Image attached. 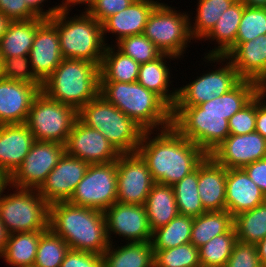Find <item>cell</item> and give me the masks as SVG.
<instances>
[{"instance_id":"1","label":"cell","mask_w":266,"mask_h":267,"mask_svg":"<svg viewBox=\"0 0 266 267\" xmlns=\"http://www.w3.org/2000/svg\"><path fill=\"white\" fill-rule=\"evenodd\" d=\"M263 88L241 80L229 92L197 106H173L172 126L207 155L230 134L228 120L247 105Z\"/></svg>"},{"instance_id":"2","label":"cell","mask_w":266,"mask_h":267,"mask_svg":"<svg viewBox=\"0 0 266 267\" xmlns=\"http://www.w3.org/2000/svg\"><path fill=\"white\" fill-rule=\"evenodd\" d=\"M137 153L145 161L153 181L170 186L194 171L207 156L173 126L144 131Z\"/></svg>"},{"instance_id":"3","label":"cell","mask_w":266,"mask_h":267,"mask_svg":"<svg viewBox=\"0 0 266 267\" xmlns=\"http://www.w3.org/2000/svg\"><path fill=\"white\" fill-rule=\"evenodd\" d=\"M48 228L71 250L102 255L109 247L104 212L69 202L49 205Z\"/></svg>"},{"instance_id":"4","label":"cell","mask_w":266,"mask_h":267,"mask_svg":"<svg viewBox=\"0 0 266 267\" xmlns=\"http://www.w3.org/2000/svg\"><path fill=\"white\" fill-rule=\"evenodd\" d=\"M99 95L144 131H159L172 126V108L138 82L99 81Z\"/></svg>"},{"instance_id":"5","label":"cell","mask_w":266,"mask_h":267,"mask_svg":"<svg viewBox=\"0 0 266 267\" xmlns=\"http://www.w3.org/2000/svg\"><path fill=\"white\" fill-rule=\"evenodd\" d=\"M100 66L87 60L63 59L42 83L47 96L79 111L99 95Z\"/></svg>"},{"instance_id":"6","label":"cell","mask_w":266,"mask_h":267,"mask_svg":"<svg viewBox=\"0 0 266 267\" xmlns=\"http://www.w3.org/2000/svg\"><path fill=\"white\" fill-rule=\"evenodd\" d=\"M48 20L59 33L63 59L87 60L101 66L106 43L100 22L89 13L70 16V12L60 11Z\"/></svg>"},{"instance_id":"7","label":"cell","mask_w":266,"mask_h":267,"mask_svg":"<svg viewBox=\"0 0 266 267\" xmlns=\"http://www.w3.org/2000/svg\"><path fill=\"white\" fill-rule=\"evenodd\" d=\"M78 118L100 131L120 154L137 152L144 130L100 95L78 111Z\"/></svg>"},{"instance_id":"8","label":"cell","mask_w":266,"mask_h":267,"mask_svg":"<svg viewBox=\"0 0 266 267\" xmlns=\"http://www.w3.org/2000/svg\"><path fill=\"white\" fill-rule=\"evenodd\" d=\"M6 190L0 198V219L9 234L48 229L49 204L36 189L9 185Z\"/></svg>"},{"instance_id":"9","label":"cell","mask_w":266,"mask_h":267,"mask_svg":"<svg viewBox=\"0 0 266 267\" xmlns=\"http://www.w3.org/2000/svg\"><path fill=\"white\" fill-rule=\"evenodd\" d=\"M171 6L168 3L157 4L147 19L143 34L162 54L182 60L187 47L193 43L191 40L194 41L190 32V15Z\"/></svg>"},{"instance_id":"10","label":"cell","mask_w":266,"mask_h":267,"mask_svg":"<svg viewBox=\"0 0 266 267\" xmlns=\"http://www.w3.org/2000/svg\"><path fill=\"white\" fill-rule=\"evenodd\" d=\"M201 60L206 66H213L214 70L208 67L209 70L205 71L203 68V73L196 76L197 78L178 87L174 106H197L208 102L229 92L242 80L226 56L204 55Z\"/></svg>"},{"instance_id":"11","label":"cell","mask_w":266,"mask_h":267,"mask_svg":"<svg viewBox=\"0 0 266 267\" xmlns=\"http://www.w3.org/2000/svg\"><path fill=\"white\" fill-rule=\"evenodd\" d=\"M77 118L78 111L74 107L51 99L40 91L32 102L26 125L36 141L65 145Z\"/></svg>"},{"instance_id":"12","label":"cell","mask_w":266,"mask_h":267,"mask_svg":"<svg viewBox=\"0 0 266 267\" xmlns=\"http://www.w3.org/2000/svg\"><path fill=\"white\" fill-rule=\"evenodd\" d=\"M116 201L117 161H114L106 164H89L68 202L104 212Z\"/></svg>"},{"instance_id":"13","label":"cell","mask_w":266,"mask_h":267,"mask_svg":"<svg viewBox=\"0 0 266 267\" xmlns=\"http://www.w3.org/2000/svg\"><path fill=\"white\" fill-rule=\"evenodd\" d=\"M64 152V144L36 141L22 164L9 177L10 186L38 190Z\"/></svg>"},{"instance_id":"14","label":"cell","mask_w":266,"mask_h":267,"mask_svg":"<svg viewBox=\"0 0 266 267\" xmlns=\"http://www.w3.org/2000/svg\"><path fill=\"white\" fill-rule=\"evenodd\" d=\"M104 215L110 244H114L113 236L122 237L125 241L120 238L121 242L126 243L151 241L152 230L144 205L123 204L116 201L104 211Z\"/></svg>"},{"instance_id":"15","label":"cell","mask_w":266,"mask_h":267,"mask_svg":"<svg viewBox=\"0 0 266 267\" xmlns=\"http://www.w3.org/2000/svg\"><path fill=\"white\" fill-rule=\"evenodd\" d=\"M155 182L145 161L136 153L121 154L117 160V201L144 205Z\"/></svg>"},{"instance_id":"16","label":"cell","mask_w":266,"mask_h":267,"mask_svg":"<svg viewBox=\"0 0 266 267\" xmlns=\"http://www.w3.org/2000/svg\"><path fill=\"white\" fill-rule=\"evenodd\" d=\"M65 152L88 164H106L117 161L121 155L98 130L75 121L65 144Z\"/></svg>"},{"instance_id":"17","label":"cell","mask_w":266,"mask_h":267,"mask_svg":"<svg viewBox=\"0 0 266 267\" xmlns=\"http://www.w3.org/2000/svg\"><path fill=\"white\" fill-rule=\"evenodd\" d=\"M88 167L87 162L64 152L37 191L49 205L68 202Z\"/></svg>"},{"instance_id":"18","label":"cell","mask_w":266,"mask_h":267,"mask_svg":"<svg viewBox=\"0 0 266 267\" xmlns=\"http://www.w3.org/2000/svg\"><path fill=\"white\" fill-rule=\"evenodd\" d=\"M210 156L227 169H238L266 158V138L254 131L248 134H229Z\"/></svg>"},{"instance_id":"19","label":"cell","mask_w":266,"mask_h":267,"mask_svg":"<svg viewBox=\"0 0 266 267\" xmlns=\"http://www.w3.org/2000/svg\"><path fill=\"white\" fill-rule=\"evenodd\" d=\"M35 77L43 83L62 62V52L57 28L46 19L36 30L29 53Z\"/></svg>"},{"instance_id":"20","label":"cell","mask_w":266,"mask_h":267,"mask_svg":"<svg viewBox=\"0 0 266 267\" xmlns=\"http://www.w3.org/2000/svg\"><path fill=\"white\" fill-rule=\"evenodd\" d=\"M39 86L0 79V125L26 123Z\"/></svg>"},{"instance_id":"21","label":"cell","mask_w":266,"mask_h":267,"mask_svg":"<svg viewBox=\"0 0 266 267\" xmlns=\"http://www.w3.org/2000/svg\"><path fill=\"white\" fill-rule=\"evenodd\" d=\"M242 80H251L266 88V34L247 42H236L225 55Z\"/></svg>"},{"instance_id":"22","label":"cell","mask_w":266,"mask_h":267,"mask_svg":"<svg viewBox=\"0 0 266 267\" xmlns=\"http://www.w3.org/2000/svg\"><path fill=\"white\" fill-rule=\"evenodd\" d=\"M160 1L135 0L125 10L108 17L102 23L103 38L106 45H109L107 43V35L109 34H112V36L110 35L111 40L113 36L115 37L114 45L122 38L143 34L152 10L157 4H165V2Z\"/></svg>"},{"instance_id":"23","label":"cell","mask_w":266,"mask_h":267,"mask_svg":"<svg viewBox=\"0 0 266 267\" xmlns=\"http://www.w3.org/2000/svg\"><path fill=\"white\" fill-rule=\"evenodd\" d=\"M35 142L26 123L0 125V170L10 177Z\"/></svg>"},{"instance_id":"24","label":"cell","mask_w":266,"mask_h":267,"mask_svg":"<svg viewBox=\"0 0 266 267\" xmlns=\"http://www.w3.org/2000/svg\"><path fill=\"white\" fill-rule=\"evenodd\" d=\"M227 168L210 155L198 165V192L206 212L226 210Z\"/></svg>"},{"instance_id":"25","label":"cell","mask_w":266,"mask_h":267,"mask_svg":"<svg viewBox=\"0 0 266 267\" xmlns=\"http://www.w3.org/2000/svg\"><path fill=\"white\" fill-rule=\"evenodd\" d=\"M266 201L265 194L242 168L227 169L226 210L234 217Z\"/></svg>"},{"instance_id":"26","label":"cell","mask_w":266,"mask_h":267,"mask_svg":"<svg viewBox=\"0 0 266 267\" xmlns=\"http://www.w3.org/2000/svg\"><path fill=\"white\" fill-rule=\"evenodd\" d=\"M179 60L175 56L162 54L151 62L140 64L137 82L148 90L159 95L171 108L175 105L177 99V87H173L171 79V60ZM169 60V62H167ZM167 62V63H166ZM169 66V67H168ZM172 76V77H171ZM172 85V88H171ZM172 90H170V89Z\"/></svg>"},{"instance_id":"27","label":"cell","mask_w":266,"mask_h":267,"mask_svg":"<svg viewBox=\"0 0 266 267\" xmlns=\"http://www.w3.org/2000/svg\"><path fill=\"white\" fill-rule=\"evenodd\" d=\"M245 5L236 0L218 19L212 30L201 40L214 42V49L205 55L225 56L235 46L236 37ZM216 44V45H215Z\"/></svg>"},{"instance_id":"28","label":"cell","mask_w":266,"mask_h":267,"mask_svg":"<svg viewBox=\"0 0 266 267\" xmlns=\"http://www.w3.org/2000/svg\"><path fill=\"white\" fill-rule=\"evenodd\" d=\"M111 243L102 254L103 267H154L151 241ZM123 244V245H121Z\"/></svg>"},{"instance_id":"29","label":"cell","mask_w":266,"mask_h":267,"mask_svg":"<svg viewBox=\"0 0 266 267\" xmlns=\"http://www.w3.org/2000/svg\"><path fill=\"white\" fill-rule=\"evenodd\" d=\"M46 20L37 17L27 21H11L0 39L1 59L29 55L37 28Z\"/></svg>"},{"instance_id":"30","label":"cell","mask_w":266,"mask_h":267,"mask_svg":"<svg viewBox=\"0 0 266 267\" xmlns=\"http://www.w3.org/2000/svg\"><path fill=\"white\" fill-rule=\"evenodd\" d=\"M152 231L168 224L178 213L173 186L155 182L144 203Z\"/></svg>"},{"instance_id":"31","label":"cell","mask_w":266,"mask_h":267,"mask_svg":"<svg viewBox=\"0 0 266 267\" xmlns=\"http://www.w3.org/2000/svg\"><path fill=\"white\" fill-rule=\"evenodd\" d=\"M110 43L104 51L99 81L137 82L140 64Z\"/></svg>"},{"instance_id":"32","label":"cell","mask_w":266,"mask_h":267,"mask_svg":"<svg viewBox=\"0 0 266 267\" xmlns=\"http://www.w3.org/2000/svg\"><path fill=\"white\" fill-rule=\"evenodd\" d=\"M45 231L9 234L7 245L1 258L11 267H33L39 240Z\"/></svg>"},{"instance_id":"33","label":"cell","mask_w":266,"mask_h":267,"mask_svg":"<svg viewBox=\"0 0 266 267\" xmlns=\"http://www.w3.org/2000/svg\"><path fill=\"white\" fill-rule=\"evenodd\" d=\"M233 226V216L227 210L205 212L193 218L190 242L199 248Z\"/></svg>"},{"instance_id":"34","label":"cell","mask_w":266,"mask_h":267,"mask_svg":"<svg viewBox=\"0 0 266 267\" xmlns=\"http://www.w3.org/2000/svg\"><path fill=\"white\" fill-rule=\"evenodd\" d=\"M236 0H197V6L189 12L190 32L192 38L197 42L201 41L215 26L220 16ZM193 14L195 15L193 17ZM193 21V22H192Z\"/></svg>"},{"instance_id":"35","label":"cell","mask_w":266,"mask_h":267,"mask_svg":"<svg viewBox=\"0 0 266 267\" xmlns=\"http://www.w3.org/2000/svg\"><path fill=\"white\" fill-rule=\"evenodd\" d=\"M193 217L178 214L168 224L152 231L153 250H163L190 243Z\"/></svg>"},{"instance_id":"36","label":"cell","mask_w":266,"mask_h":267,"mask_svg":"<svg viewBox=\"0 0 266 267\" xmlns=\"http://www.w3.org/2000/svg\"><path fill=\"white\" fill-rule=\"evenodd\" d=\"M237 241L256 245L266 236V201L233 217Z\"/></svg>"},{"instance_id":"37","label":"cell","mask_w":266,"mask_h":267,"mask_svg":"<svg viewBox=\"0 0 266 267\" xmlns=\"http://www.w3.org/2000/svg\"><path fill=\"white\" fill-rule=\"evenodd\" d=\"M175 200L180 215L197 217L204 210L198 192V166L173 185Z\"/></svg>"},{"instance_id":"38","label":"cell","mask_w":266,"mask_h":267,"mask_svg":"<svg viewBox=\"0 0 266 267\" xmlns=\"http://www.w3.org/2000/svg\"><path fill=\"white\" fill-rule=\"evenodd\" d=\"M236 242L233 226L227 233L217 235L199 247L201 267H225Z\"/></svg>"},{"instance_id":"39","label":"cell","mask_w":266,"mask_h":267,"mask_svg":"<svg viewBox=\"0 0 266 267\" xmlns=\"http://www.w3.org/2000/svg\"><path fill=\"white\" fill-rule=\"evenodd\" d=\"M69 246L49 228L41 235L33 267H60Z\"/></svg>"},{"instance_id":"40","label":"cell","mask_w":266,"mask_h":267,"mask_svg":"<svg viewBox=\"0 0 266 267\" xmlns=\"http://www.w3.org/2000/svg\"><path fill=\"white\" fill-rule=\"evenodd\" d=\"M154 267H201L199 248L191 242L177 247L153 250Z\"/></svg>"},{"instance_id":"41","label":"cell","mask_w":266,"mask_h":267,"mask_svg":"<svg viewBox=\"0 0 266 267\" xmlns=\"http://www.w3.org/2000/svg\"><path fill=\"white\" fill-rule=\"evenodd\" d=\"M115 46L139 64L154 61L162 55L144 34L122 38Z\"/></svg>"},{"instance_id":"42","label":"cell","mask_w":266,"mask_h":267,"mask_svg":"<svg viewBox=\"0 0 266 267\" xmlns=\"http://www.w3.org/2000/svg\"><path fill=\"white\" fill-rule=\"evenodd\" d=\"M266 34V8L244 7L236 42H247Z\"/></svg>"},{"instance_id":"43","label":"cell","mask_w":266,"mask_h":267,"mask_svg":"<svg viewBox=\"0 0 266 267\" xmlns=\"http://www.w3.org/2000/svg\"><path fill=\"white\" fill-rule=\"evenodd\" d=\"M2 76L5 79L39 86L42 83L33 74L29 55L2 59Z\"/></svg>"},{"instance_id":"44","label":"cell","mask_w":266,"mask_h":267,"mask_svg":"<svg viewBox=\"0 0 266 267\" xmlns=\"http://www.w3.org/2000/svg\"><path fill=\"white\" fill-rule=\"evenodd\" d=\"M256 96L240 111L229 118V133L242 135L255 131Z\"/></svg>"},{"instance_id":"45","label":"cell","mask_w":266,"mask_h":267,"mask_svg":"<svg viewBox=\"0 0 266 267\" xmlns=\"http://www.w3.org/2000/svg\"><path fill=\"white\" fill-rule=\"evenodd\" d=\"M225 267H263L254 244L237 241Z\"/></svg>"},{"instance_id":"46","label":"cell","mask_w":266,"mask_h":267,"mask_svg":"<svg viewBox=\"0 0 266 267\" xmlns=\"http://www.w3.org/2000/svg\"><path fill=\"white\" fill-rule=\"evenodd\" d=\"M0 12L10 21H27L39 17L25 0H0Z\"/></svg>"},{"instance_id":"47","label":"cell","mask_w":266,"mask_h":267,"mask_svg":"<svg viewBox=\"0 0 266 267\" xmlns=\"http://www.w3.org/2000/svg\"><path fill=\"white\" fill-rule=\"evenodd\" d=\"M135 0H96L89 14L101 24L110 16L125 10Z\"/></svg>"},{"instance_id":"48","label":"cell","mask_w":266,"mask_h":267,"mask_svg":"<svg viewBox=\"0 0 266 267\" xmlns=\"http://www.w3.org/2000/svg\"><path fill=\"white\" fill-rule=\"evenodd\" d=\"M60 267H103L102 255L69 249Z\"/></svg>"},{"instance_id":"49","label":"cell","mask_w":266,"mask_h":267,"mask_svg":"<svg viewBox=\"0 0 266 267\" xmlns=\"http://www.w3.org/2000/svg\"><path fill=\"white\" fill-rule=\"evenodd\" d=\"M242 169L266 196V158L250 163Z\"/></svg>"},{"instance_id":"50","label":"cell","mask_w":266,"mask_h":267,"mask_svg":"<svg viewBox=\"0 0 266 267\" xmlns=\"http://www.w3.org/2000/svg\"><path fill=\"white\" fill-rule=\"evenodd\" d=\"M266 88L256 95L255 131L266 138Z\"/></svg>"},{"instance_id":"51","label":"cell","mask_w":266,"mask_h":267,"mask_svg":"<svg viewBox=\"0 0 266 267\" xmlns=\"http://www.w3.org/2000/svg\"><path fill=\"white\" fill-rule=\"evenodd\" d=\"M27 5L39 16L46 19L51 18L56 12H58V5L55 4L53 7L46 6L48 0H25ZM47 1V2H46ZM46 3V4H45ZM45 4V5H44ZM48 8V10L46 8ZM49 6V7H48Z\"/></svg>"},{"instance_id":"52","label":"cell","mask_w":266,"mask_h":267,"mask_svg":"<svg viewBox=\"0 0 266 267\" xmlns=\"http://www.w3.org/2000/svg\"><path fill=\"white\" fill-rule=\"evenodd\" d=\"M96 0H62L61 3H58V11L60 12H71L73 7L79 5L84 6L82 12L88 13L92 6L95 4ZM83 4V5H82Z\"/></svg>"},{"instance_id":"53","label":"cell","mask_w":266,"mask_h":267,"mask_svg":"<svg viewBox=\"0 0 266 267\" xmlns=\"http://www.w3.org/2000/svg\"><path fill=\"white\" fill-rule=\"evenodd\" d=\"M255 246L257 249V254L261 262V265L263 267H266V236L261 241H259Z\"/></svg>"},{"instance_id":"54","label":"cell","mask_w":266,"mask_h":267,"mask_svg":"<svg viewBox=\"0 0 266 267\" xmlns=\"http://www.w3.org/2000/svg\"><path fill=\"white\" fill-rule=\"evenodd\" d=\"M8 237H9V232L7 231L6 227L4 226L3 222L0 219V258L4 253Z\"/></svg>"},{"instance_id":"55","label":"cell","mask_w":266,"mask_h":267,"mask_svg":"<svg viewBox=\"0 0 266 267\" xmlns=\"http://www.w3.org/2000/svg\"><path fill=\"white\" fill-rule=\"evenodd\" d=\"M9 185H10L9 176L5 172L0 170V198L4 190H6V188H8Z\"/></svg>"},{"instance_id":"56","label":"cell","mask_w":266,"mask_h":267,"mask_svg":"<svg viewBox=\"0 0 266 267\" xmlns=\"http://www.w3.org/2000/svg\"><path fill=\"white\" fill-rule=\"evenodd\" d=\"M245 6L266 8V0H240Z\"/></svg>"},{"instance_id":"57","label":"cell","mask_w":266,"mask_h":267,"mask_svg":"<svg viewBox=\"0 0 266 267\" xmlns=\"http://www.w3.org/2000/svg\"><path fill=\"white\" fill-rule=\"evenodd\" d=\"M10 22L11 21L0 12V39L6 33Z\"/></svg>"},{"instance_id":"58","label":"cell","mask_w":266,"mask_h":267,"mask_svg":"<svg viewBox=\"0 0 266 267\" xmlns=\"http://www.w3.org/2000/svg\"><path fill=\"white\" fill-rule=\"evenodd\" d=\"M3 78L2 76V59H1V56H0V79Z\"/></svg>"}]
</instances>
